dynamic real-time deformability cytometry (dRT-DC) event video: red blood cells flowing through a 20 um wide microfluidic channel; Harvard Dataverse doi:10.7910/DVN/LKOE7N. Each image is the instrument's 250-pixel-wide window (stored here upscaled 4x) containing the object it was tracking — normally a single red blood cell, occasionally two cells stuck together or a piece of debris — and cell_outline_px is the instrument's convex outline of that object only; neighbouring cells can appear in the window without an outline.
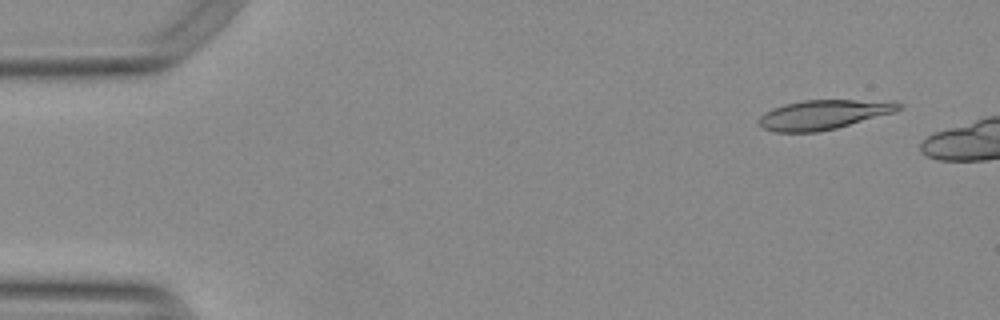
{"species": "Egyptian fruit bat (a non-hibernating species)", "species_latin": "Rousettus aegyptiacus", "temperature_condition": "warm", "stored_images_in_passage": 47, "camera_frame_rate_fps": 3000, "um_per_image_px": 0.085, "animal": {"sex": "female"}, "frame": {"image": 1, "passage_image": 4, "time_ms": 1.0, "image_size_px": [1000, 320], "cell_outline_px": [[904, 104], [900, 108], [892, 112], [836, 128], [816, 132], [772, 132], [764, 128], [756, 120], [764, 112], [772, 108], [784, 104], [804, 100], [896, 100]], "centroid_in_image_um": [69.98, 9.73], "position_along_channel_um": 15.0, "area_um2": 24.04}}
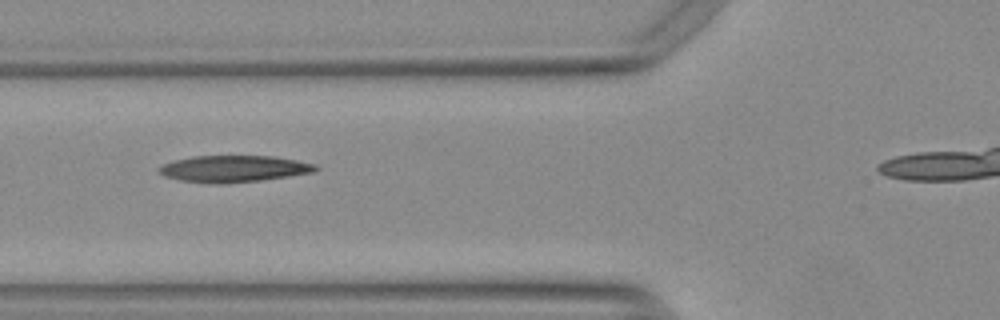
{"frame": {"image": 2, "passage_image": 20, "time_ms": 6.333, "image_size_px": [1000, 320], "cell_outline_px": [[320, 168], [312, 172], [288, 176], [260, 180], [224, 184], [212, 184], [180, 180], [164, 176], [156, 172], [156, 168], [172, 160], [192, 156], [272, 156], [296, 160], [316, 164]], "centroid_in_image_um": [19.8, 14.34], "position_along_channel_um": 106.0, "area_um2": 24.45}}
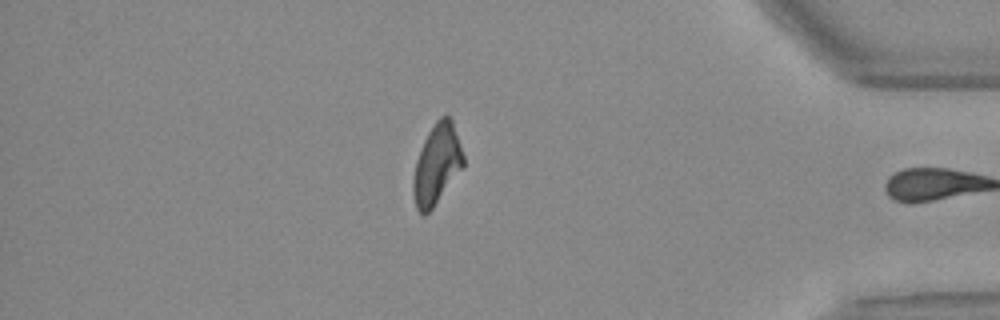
{"frame": {"image": 3, "passage_image": 46, "time_ms": 15.0, "image_size_px": [1000, 320], "cell_outline_px": [[464, 168], [432, 208], [424, 216], [416, 208], [412, 192], [412, 180], [416, 160], [420, 148], [428, 132], [436, 120], [440, 116], [452, 116], [464, 156]], "centroid_in_image_um": [37.14, 13.95], "position_along_channel_um": 398.1, "area_um2": 23.76}, "authors_computed_cell_mechanics": {"area_um2": 24.1026, "velocity_mm_per_s": 3.7876, "shape_relaxation_time_tau1_ms": 10.2775, "shape_relaxation_time_tau2_ms": 5.1749, "deformation_change_tau1": 0.2519, "deformation_change_tau2": 0.1448}}